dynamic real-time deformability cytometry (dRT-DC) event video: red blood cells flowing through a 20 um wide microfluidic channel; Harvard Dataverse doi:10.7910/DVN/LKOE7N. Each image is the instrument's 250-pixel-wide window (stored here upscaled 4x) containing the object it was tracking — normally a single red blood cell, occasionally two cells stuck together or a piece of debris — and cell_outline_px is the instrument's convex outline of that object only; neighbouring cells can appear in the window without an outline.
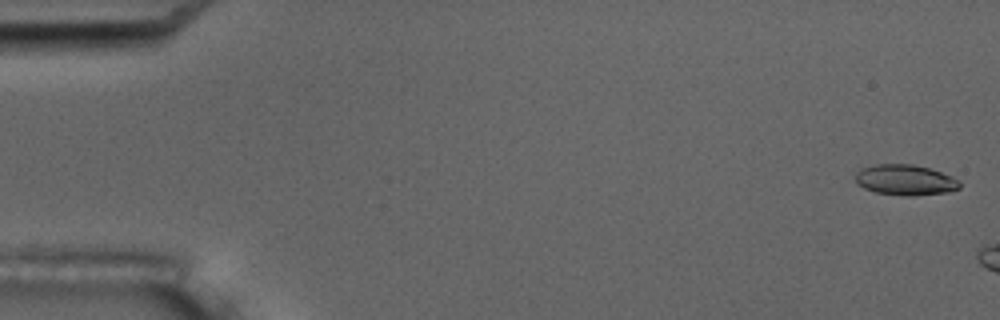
{"species": "common noctule bat (a hibernating species)", "species_latin": "Nyctalus noctula", "temperature_condition": "room temperature", "stored_images_in_passage": 15, "camera_frame_rate_fps": 3000, "um_per_image_px": 0.085, "animal": {"sex": "male", "body_mass_g": 17.5, "forearm_length_mm": 52.3}, "frame": {"image": 1, "passage_image": 1, "time_ms": 0.0, "image_size_px": [1000, 320], "cell_outline_px": [[960, 188], [948, 192], [916, 196], [908, 196], [876, 192], [864, 188], [856, 184], [856, 172], [860, 168], [876, 164], [912, 164], [928, 168], [952, 176], [960, 180]], "centroid_in_image_um": [76.95, 15.3], "position_along_channel_um": 8.1, "area_um2": 18.67}}
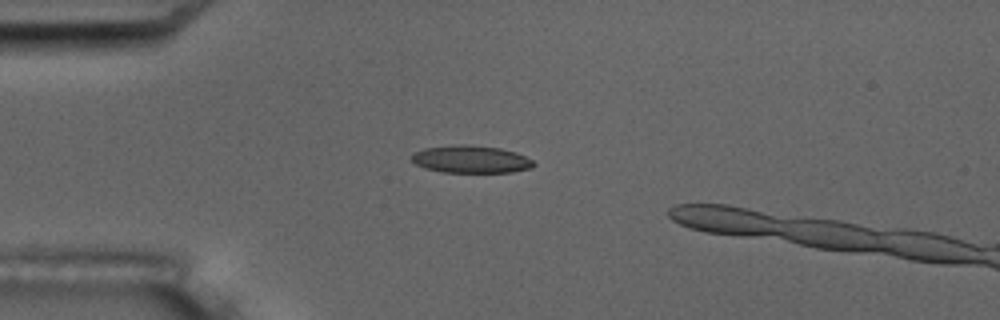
{"frame": {"image": 2, "passage_image": 5, "time_ms": 4.667, "image_size_px": [1000, 320], "cell_outline_px": [[536, 164], [532, 168], [512, 172], [444, 172], [424, 168], [416, 164], [412, 160], [412, 156], [416, 152], [424, 148], [456, 144], [468, 144], [500, 148], [516, 152], [532, 160]], "centroid_in_image_um": [40.05, 13.53], "position_along_channel_um": 45.0, "area_um2": 19.54}}
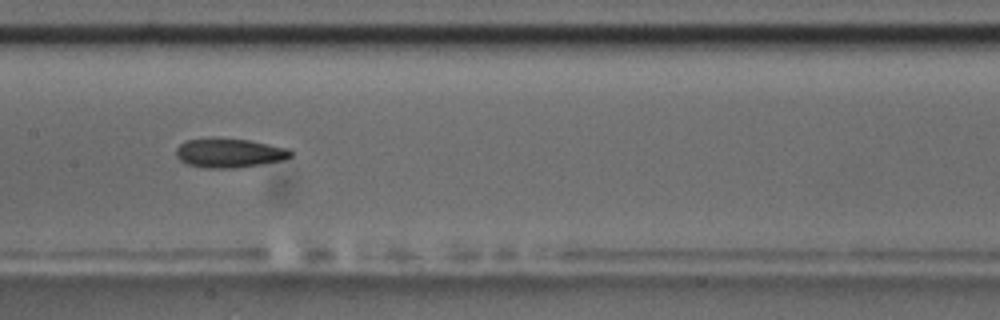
{"frame": {"image": 3, "passage_image": 9, "time_ms": 9.333, "image_size_px": [1000, 320], "cell_outline_px": [[292, 156], [284, 160], [236, 168], [204, 168], [188, 164], [180, 160], [176, 156], [176, 148], [184, 140], [212, 136], [248, 140], [288, 148], [292, 152]], "centroid_in_image_um": [19.45, 12.98], "position_along_channel_um": 188.0, "area_um2": 19.88}}